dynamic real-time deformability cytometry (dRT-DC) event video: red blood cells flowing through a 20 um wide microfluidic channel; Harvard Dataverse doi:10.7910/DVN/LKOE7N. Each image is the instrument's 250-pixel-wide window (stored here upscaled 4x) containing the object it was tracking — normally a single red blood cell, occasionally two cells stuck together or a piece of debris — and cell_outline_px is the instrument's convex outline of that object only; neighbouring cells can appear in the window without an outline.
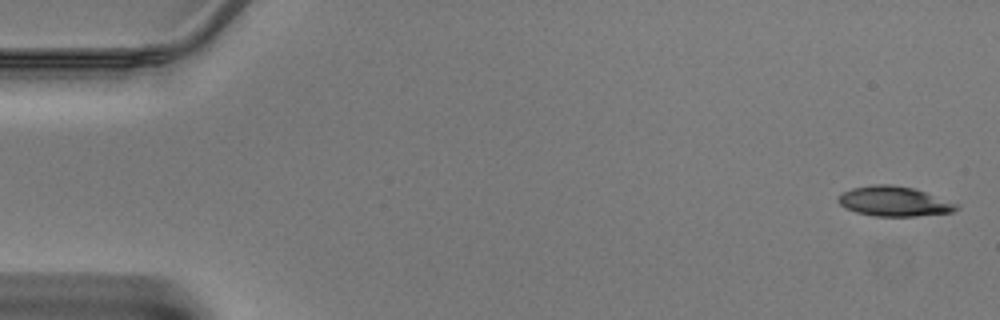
{"species": "Egyptian fruit bat (a non-hibernating species)", "species_latin": "Rousettus aegyptiacus", "temperature_condition": "warm", "stored_images_in_passage": 45, "camera_frame_rate_fps": 3000, "um_per_image_px": 0.085, "animal": {"sex": "male"}, "frame": {"image": 1, "passage_image": 1, "time_ms": 0.0, "image_size_px": [1000, 320], "cell_outline_px": [[960, 208], [952, 212], [916, 216], [872, 216], [856, 212], [840, 204], [836, 200], [844, 192], [852, 188], [872, 184], [892, 184], [912, 188], [960, 204]], "centroid_in_image_um": [76.02, 17.12], "position_along_channel_um": 9.0, "area_um2": 20.46}}
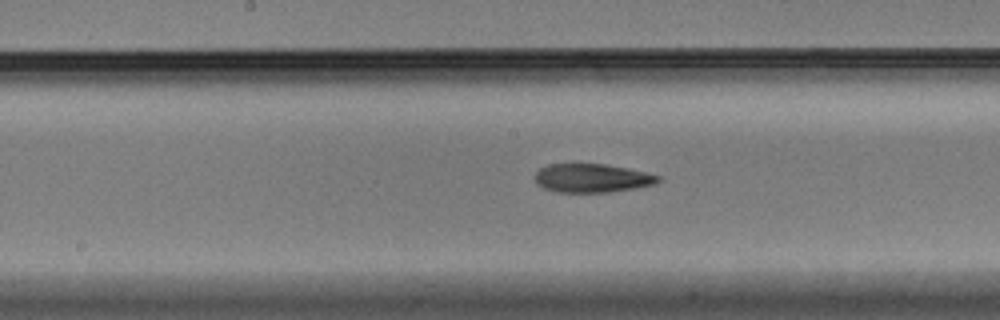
{"frame": {"image": 2, "passage_image": 23, "time_ms": 7.333, "image_size_px": [1000, 320], "cell_outline_px": [[660, 180], [656, 184], [636, 188], [608, 192], [556, 192], [544, 188], [536, 184], [532, 176], [540, 168], [548, 164], [604, 164], [628, 168], [660, 176]], "centroid_in_image_um": [50.28, 15.14], "position_along_channel_um": 197.9, "area_um2": 20.69}}
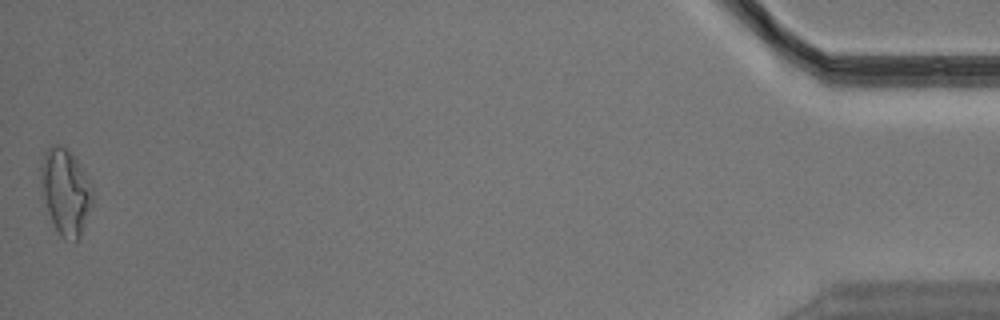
{"frame": {"image": 3, "passage_image": 45, "time_ms": 14.667, "image_size_px": [1000, 320], "cell_outline_px": [[92, 204], [80, 236], [76, 240], [64, 240], [60, 236], [40, 196], [40, 168], [44, 152], [52, 144], [56, 144], [64, 148], [76, 160], [88, 180], [92, 188]], "centroid_in_image_um": [5.52, 16.31], "position_along_channel_um": 429.7, "area_um2": 25.66}}